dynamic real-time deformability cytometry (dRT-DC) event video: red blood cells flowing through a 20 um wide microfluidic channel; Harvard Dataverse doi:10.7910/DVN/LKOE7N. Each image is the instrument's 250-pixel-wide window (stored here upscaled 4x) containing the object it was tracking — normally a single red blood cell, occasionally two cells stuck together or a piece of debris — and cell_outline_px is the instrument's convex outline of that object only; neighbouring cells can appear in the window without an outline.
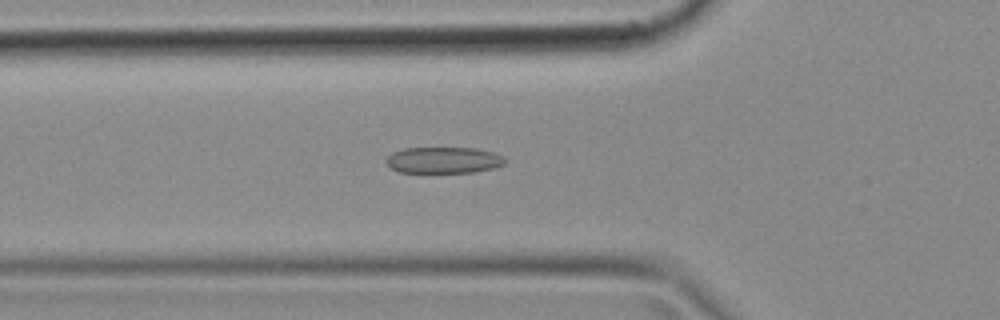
{"species": "common noctule bat (a hibernating species)", "species_latin": "Nyctalus noctula", "temperature_condition": "cold", "stored_images_in_passage": 49, "camera_frame_rate_fps": 3000, "um_per_image_px": 0.085, "animal": {"sex": "female", "body_mass_g": 18.4}, "frame": {"image": 1, "passage_image": 17, "time_ms": 5.333, "image_size_px": [1000, 320], "cell_outline_px": [[508, 160], [504, 164], [492, 168], [472, 172], [400, 172], [392, 168], [388, 164], [388, 156], [392, 152], [404, 148], [476, 148], [492, 152], [504, 156]], "centroid_in_image_um": [37.75, 13.6], "position_along_channel_um": 88.1, "area_um2": 18.03}}
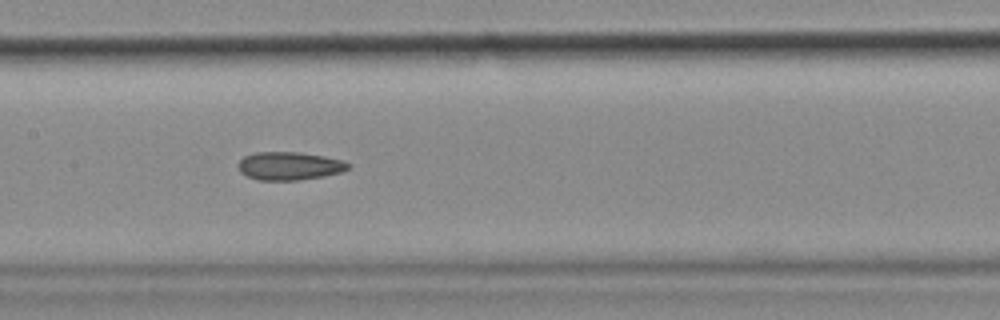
{"frame": {"image": 2, "passage_image": 24, "time_ms": 7.667, "image_size_px": [1000, 320], "cell_outline_px": [[352, 164], [348, 168], [340, 172], [324, 176], [296, 180], [260, 180], [248, 176], [240, 172], [240, 160], [244, 156], [256, 152], [296, 152], [324, 156], [340, 160]], "centroid_in_image_um": [24.6, 14.1], "position_along_channel_um": 182.8, "area_um2": 17.74}}
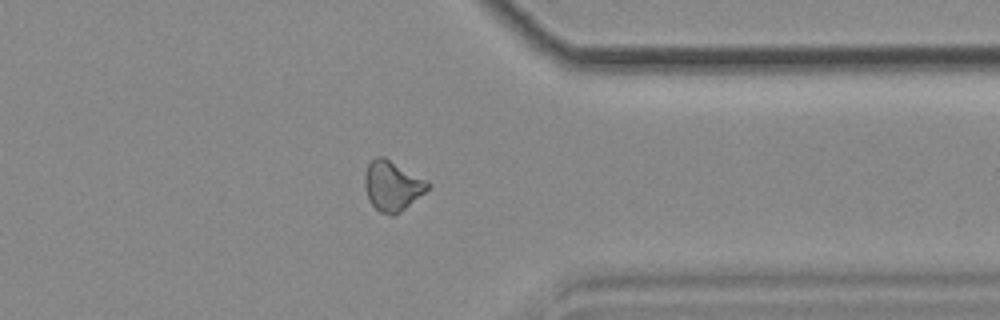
{"frame": {"image": 3, "passage_image": 39, "time_ms": 12.667, "image_size_px": [1000, 320], "cell_outline_px": [[432, 184], [424, 192], [400, 212], [392, 216], [380, 212], [368, 200], [364, 184], [364, 176], [368, 164], [376, 156], [384, 156], [428, 180]], "centroid_in_image_um": [33.34, 15.77], "position_along_channel_um": 378.1, "area_um2": 18.38}}